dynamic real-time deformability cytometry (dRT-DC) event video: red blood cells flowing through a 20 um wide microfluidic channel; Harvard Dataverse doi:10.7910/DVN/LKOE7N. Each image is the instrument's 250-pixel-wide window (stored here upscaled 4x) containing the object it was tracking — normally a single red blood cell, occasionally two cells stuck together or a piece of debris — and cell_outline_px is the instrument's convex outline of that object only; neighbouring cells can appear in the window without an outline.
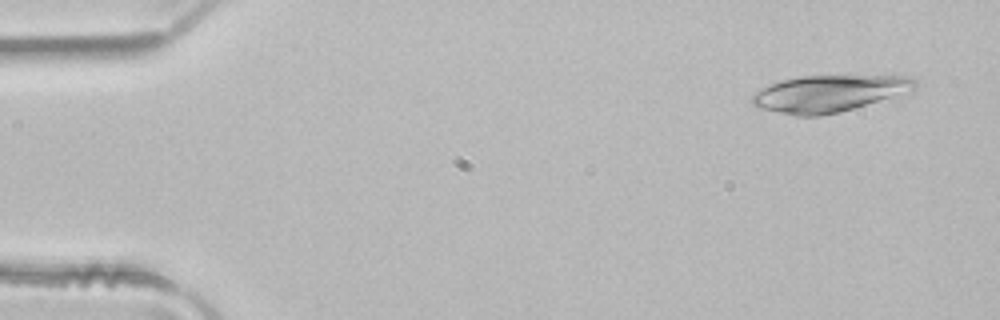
{"species": "common noctule bat (a hibernating species)", "species_latin": "Nyctalus noctula", "temperature_condition": "room temperature", "stored_images_in_passage": 2, "camera_frame_rate_fps": 3000, "um_per_image_px": 0.085, "animal": {"sex": "male", "body_mass_g": 21.5, "forearm_length_mm": 52.0}, "frame": {"image": 1, "passage_image": 1, "time_ms": 0.0, "image_size_px": [1000, 320], "cell_outline_px": [[916, 88], [900, 100], [820, 116], [796, 116], [760, 108], [752, 104], [752, 96], [760, 88], [780, 80], [804, 76], [908, 76], [916, 80]], "centroid_in_image_um": [70.64, 7.97], "position_along_channel_um": 14.4, "area_um2": 36.07}}